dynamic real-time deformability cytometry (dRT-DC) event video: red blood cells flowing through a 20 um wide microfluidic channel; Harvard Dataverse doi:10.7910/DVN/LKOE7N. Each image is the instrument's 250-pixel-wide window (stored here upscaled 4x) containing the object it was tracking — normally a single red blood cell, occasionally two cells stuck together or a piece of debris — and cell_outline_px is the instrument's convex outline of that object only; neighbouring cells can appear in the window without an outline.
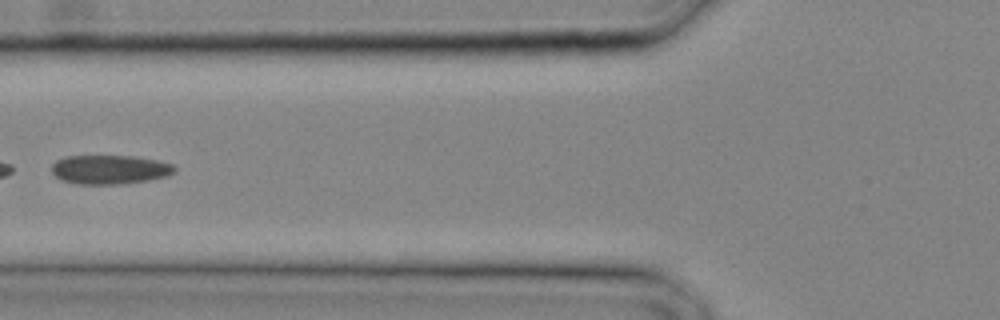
{"species": "common noctule bat (a hibernating species)", "species_latin": "Nyctalus noctula", "temperature_condition": "cold", "stored_images_in_passage": 14, "camera_frame_rate_fps": 3000, "um_per_image_px": 0.085, "animal": {"sex": "male", "body_mass_g": 20.4}, "frame": {"image": 1, "passage_image": 11, "time_ms": 3.333, "image_size_px": [1000, 320], "cell_outline_px": [[176, 168], [172, 172], [164, 176], [148, 180], [120, 184], [76, 184], [60, 180], [52, 172], [52, 164], [56, 160], [64, 156], [132, 156], [156, 160], [172, 164]], "centroid_in_image_um": [9.26, 14.41], "position_along_channel_um": 116.5, "area_um2": 20.69}}
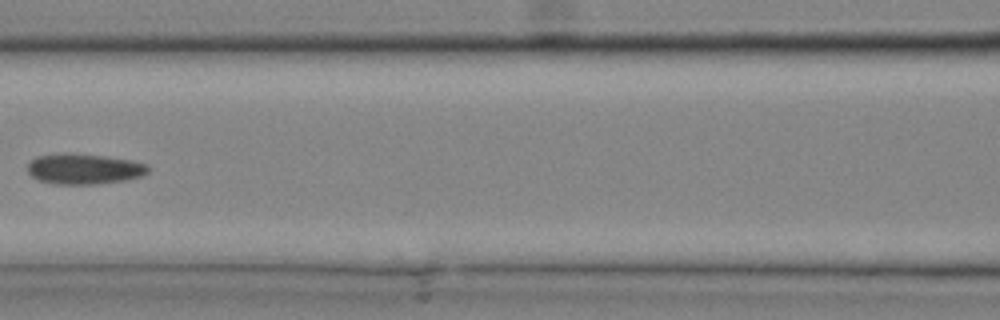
{"frame": {"image": 2, "passage_image": 13, "time_ms": 4.0, "image_size_px": [1000, 320], "cell_outline_px": [[148, 172], [140, 176], [124, 180], [96, 184], [56, 184], [40, 180], [32, 176], [28, 172], [28, 164], [36, 156], [64, 152], [68, 152], [104, 156], [132, 160], [148, 164]], "centroid_in_image_um": [7.13, 14.34], "position_along_channel_um": 159.5, "area_um2": 21.44}}